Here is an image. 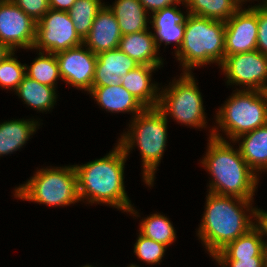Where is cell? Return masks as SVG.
Here are the masks:
<instances>
[{"label":"cell","mask_w":267,"mask_h":267,"mask_svg":"<svg viewBox=\"0 0 267 267\" xmlns=\"http://www.w3.org/2000/svg\"><path fill=\"white\" fill-rule=\"evenodd\" d=\"M127 156L117 143L100 159L83 165H74L77 173L78 195L87 204H106L139 217L124 186V165Z\"/></svg>","instance_id":"6da1fadb"},{"label":"cell","mask_w":267,"mask_h":267,"mask_svg":"<svg viewBox=\"0 0 267 267\" xmlns=\"http://www.w3.org/2000/svg\"><path fill=\"white\" fill-rule=\"evenodd\" d=\"M252 202L253 200L208 192L197 236L210 257L254 226L252 217L255 207Z\"/></svg>","instance_id":"7a4b0ae2"},{"label":"cell","mask_w":267,"mask_h":267,"mask_svg":"<svg viewBox=\"0 0 267 267\" xmlns=\"http://www.w3.org/2000/svg\"><path fill=\"white\" fill-rule=\"evenodd\" d=\"M208 139L207 152L200 162L212 176L208 192L253 200L259 174L248 166L239 148H233L226 138L221 140L212 136Z\"/></svg>","instance_id":"3957f363"},{"label":"cell","mask_w":267,"mask_h":267,"mask_svg":"<svg viewBox=\"0 0 267 267\" xmlns=\"http://www.w3.org/2000/svg\"><path fill=\"white\" fill-rule=\"evenodd\" d=\"M129 129L121 134L118 144L123 148L126 156L138 146L143 166V181L149 187L153 186L155 171L167 146V122L157 108H146L131 119Z\"/></svg>","instance_id":"277c9868"},{"label":"cell","mask_w":267,"mask_h":267,"mask_svg":"<svg viewBox=\"0 0 267 267\" xmlns=\"http://www.w3.org/2000/svg\"><path fill=\"white\" fill-rule=\"evenodd\" d=\"M182 72L225 60V22L189 14L181 48L174 53Z\"/></svg>","instance_id":"5b68a950"},{"label":"cell","mask_w":267,"mask_h":267,"mask_svg":"<svg viewBox=\"0 0 267 267\" xmlns=\"http://www.w3.org/2000/svg\"><path fill=\"white\" fill-rule=\"evenodd\" d=\"M236 89L216 111L215 123L218 126L209 130V137L224 140L219 128L233 142L239 136L267 124V91Z\"/></svg>","instance_id":"8992f818"},{"label":"cell","mask_w":267,"mask_h":267,"mask_svg":"<svg viewBox=\"0 0 267 267\" xmlns=\"http://www.w3.org/2000/svg\"><path fill=\"white\" fill-rule=\"evenodd\" d=\"M14 191L15 198L52 207L69 206L80 201L74 165L41 168Z\"/></svg>","instance_id":"52a82bcc"},{"label":"cell","mask_w":267,"mask_h":267,"mask_svg":"<svg viewBox=\"0 0 267 267\" xmlns=\"http://www.w3.org/2000/svg\"><path fill=\"white\" fill-rule=\"evenodd\" d=\"M192 73L183 72L179 79L174 78L165 89L161 87L157 109L181 125L200 129L207 126V121L202 93Z\"/></svg>","instance_id":"ba28073f"},{"label":"cell","mask_w":267,"mask_h":267,"mask_svg":"<svg viewBox=\"0 0 267 267\" xmlns=\"http://www.w3.org/2000/svg\"><path fill=\"white\" fill-rule=\"evenodd\" d=\"M83 44L68 12L49 9L36 22V39L33 50L56 54Z\"/></svg>","instance_id":"9c48e42d"},{"label":"cell","mask_w":267,"mask_h":267,"mask_svg":"<svg viewBox=\"0 0 267 267\" xmlns=\"http://www.w3.org/2000/svg\"><path fill=\"white\" fill-rule=\"evenodd\" d=\"M219 68L227 77L228 85H239L242 90L267 91V56L258 50L227 56Z\"/></svg>","instance_id":"30bf717a"},{"label":"cell","mask_w":267,"mask_h":267,"mask_svg":"<svg viewBox=\"0 0 267 267\" xmlns=\"http://www.w3.org/2000/svg\"><path fill=\"white\" fill-rule=\"evenodd\" d=\"M36 39V21L12 0L0 1V41L12 51L33 49Z\"/></svg>","instance_id":"8fae6325"},{"label":"cell","mask_w":267,"mask_h":267,"mask_svg":"<svg viewBox=\"0 0 267 267\" xmlns=\"http://www.w3.org/2000/svg\"><path fill=\"white\" fill-rule=\"evenodd\" d=\"M55 55L61 80L78 90L90 92L95 75L97 54L81 44L57 52Z\"/></svg>","instance_id":"7c38bea8"},{"label":"cell","mask_w":267,"mask_h":267,"mask_svg":"<svg viewBox=\"0 0 267 267\" xmlns=\"http://www.w3.org/2000/svg\"><path fill=\"white\" fill-rule=\"evenodd\" d=\"M257 5L242 6L225 22V58L257 50Z\"/></svg>","instance_id":"4fadbf2b"},{"label":"cell","mask_w":267,"mask_h":267,"mask_svg":"<svg viewBox=\"0 0 267 267\" xmlns=\"http://www.w3.org/2000/svg\"><path fill=\"white\" fill-rule=\"evenodd\" d=\"M182 3L185 5L184 0H181L174 6H169L151 13L150 23L152 29H154L153 37L155 39L158 51L160 45L163 42L166 45L175 43L178 52L183 42L185 33V23L189 16V12L186 15L177 7Z\"/></svg>","instance_id":"5bb4252c"},{"label":"cell","mask_w":267,"mask_h":267,"mask_svg":"<svg viewBox=\"0 0 267 267\" xmlns=\"http://www.w3.org/2000/svg\"><path fill=\"white\" fill-rule=\"evenodd\" d=\"M122 33L117 18L108 5L97 12L88 36L83 44L94 54L114 50L119 47Z\"/></svg>","instance_id":"9a60e30c"},{"label":"cell","mask_w":267,"mask_h":267,"mask_svg":"<svg viewBox=\"0 0 267 267\" xmlns=\"http://www.w3.org/2000/svg\"><path fill=\"white\" fill-rule=\"evenodd\" d=\"M137 66L135 60L118 48L98 53L92 87L119 85L122 77Z\"/></svg>","instance_id":"2e32d148"},{"label":"cell","mask_w":267,"mask_h":267,"mask_svg":"<svg viewBox=\"0 0 267 267\" xmlns=\"http://www.w3.org/2000/svg\"><path fill=\"white\" fill-rule=\"evenodd\" d=\"M161 66L139 65L122 77L121 85L146 108H157L160 86L152 81V72Z\"/></svg>","instance_id":"e0dca14e"},{"label":"cell","mask_w":267,"mask_h":267,"mask_svg":"<svg viewBox=\"0 0 267 267\" xmlns=\"http://www.w3.org/2000/svg\"><path fill=\"white\" fill-rule=\"evenodd\" d=\"M89 94L97 104L112 113H132L133 118L143 112L146 107L140 103L121 84L103 87H92Z\"/></svg>","instance_id":"ac0fdd59"},{"label":"cell","mask_w":267,"mask_h":267,"mask_svg":"<svg viewBox=\"0 0 267 267\" xmlns=\"http://www.w3.org/2000/svg\"><path fill=\"white\" fill-rule=\"evenodd\" d=\"M118 49L135 60L139 65L163 67L164 59L158 54L160 52L156 46L153 33L149 29L122 35Z\"/></svg>","instance_id":"d6986e66"},{"label":"cell","mask_w":267,"mask_h":267,"mask_svg":"<svg viewBox=\"0 0 267 267\" xmlns=\"http://www.w3.org/2000/svg\"><path fill=\"white\" fill-rule=\"evenodd\" d=\"M236 142L243 159L256 174L267 170V124L239 136L232 143Z\"/></svg>","instance_id":"ffe728a7"},{"label":"cell","mask_w":267,"mask_h":267,"mask_svg":"<svg viewBox=\"0 0 267 267\" xmlns=\"http://www.w3.org/2000/svg\"><path fill=\"white\" fill-rule=\"evenodd\" d=\"M112 4L108 7L117 18L122 35L150 29L147 27L150 23L147 17L149 13L142 6L140 0H115Z\"/></svg>","instance_id":"44dd1931"},{"label":"cell","mask_w":267,"mask_h":267,"mask_svg":"<svg viewBox=\"0 0 267 267\" xmlns=\"http://www.w3.org/2000/svg\"><path fill=\"white\" fill-rule=\"evenodd\" d=\"M35 119H13L0 123V156L11 154L22 148L40 123Z\"/></svg>","instance_id":"7402d4cb"},{"label":"cell","mask_w":267,"mask_h":267,"mask_svg":"<svg viewBox=\"0 0 267 267\" xmlns=\"http://www.w3.org/2000/svg\"><path fill=\"white\" fill-rule=\"evenodd\" d=\"M14 92L27 106L37 112L51 111L58 98L56 88L38 83L26 75Z\"/></svg>","instance_id":"603a6c76"},{"label":"cell","mask_w":267,"mask_h":267,"mask_svg":"<svg viewBox=\"0 0 267 267\" xmlns=\"http://www.w3.org/2000/svg\"><path fill=\"white\" fill-rule=\"evenodd\" d=\"M264 251L260 233L253 226L245 234L228 243L212 258L264 257Z\"/></svg>","instance_id":"cb8c5ba5"},{"label":"cell","mask_w":267,"mask_h":267,"mask_svg":"<svg viewBox=\"0 0 267 267\" xmlns=\"http://www.w3.org/2000/svg\"><path fill=\"white\" fill-rule=\"evenodd\" d=\"M186 12L226 22L242 5L241 0H184Z\"/></svg>","instance_id":"d4e9b609"},{"label":"cell","mask_w":267,"mask_h":267,"mask_svg":"<svg viewBox=\"0 0 267 267\" xmlns=\"http://www.w3.org/2000/svg\"><path fill=\"white\" fill-rule=\"evenodd\" d=\"M38 55L30 66L25 64L26 76L38 83L56 88L57 80L61 79L56 55L47 52H39Z\"/></svg>","instance_id":"484cf974"},{"label":"cell","mask_w":267,"mask_h":267,"mask_svg":"<svg viewBox=\"0 0 267 267\" xmlns=\"http://www.w3.org/2000/svg\"><path fill=\"white\" fill-rule=\"evenodd\" d=\"M139 232L152 240L162 243L167 247L175 242L176 231L167 216L161 213H153L142 219Z\"/></svg>","instance_id":"4316f807"},{"label":"cell","mask_w":267,"mask_h":267,"mask_svg":"<svg viewBox=\"0 0 267 267\" xmlns=\"http://www.w3.org/2000/svg\"><path fill=\"white\" fill-rule=\"evenodd\" d=\"M102 0H76L67 11L79 37L84 40L92 27L97 12L103 7Z\"/></svg>","instance_id":"83f0119b"},{"label":"cell","mask_w":267,"mask_h":267,"mask_svg":"<svg viewBox=\"0 0 267 267\" xmlns=\"http://www.w3.org/2000/svg\"><path fill=\"white\" fill-rule=\"evenodd\" d=\"M14 51L0 62V88L15 91L23 80L25 64L15 58Z\"/></svg>","instance_id":"f1b7e54d"},{"label":"cell","mask_w":267,"mask_h":267,"mask_svg":"<svg viewBox=\"0 0 267 267\" xmlns=\"http://www.w3.org/2000/svg\"><path fill=\"white\" fill-rule=\"evenodd\" d=\"M134 244V253L141 261L149 265L160 264L167 246L143 236L140 232Z\"/></svg>","instance_id":"f546056e"},{"label":"cell","mask_w":267,"mask_h":267,"mask_svg":"<svg viewBox=\"0 0 267 267\" xmlns=\"http://www.w3.org/2000/svg\"><path fill=\"white\" fill-rule=\"evenodd\" d=\"M33 20L38 22L50 9L49 0H12Z\"/></svg>","instance_id":"4dcf8cb0"},{"label":"cell","mask_w":267,"mask_h":267,"mask_svg":"<svg viewBox=\"0 0 267 267\" xmlns=\"http://www.w3.org/2000/svg\"><path fill=\"white\" fill-rule=\"evenodd\" d=\"M257 22V50L267 56V6L262 2L257 5Z\"/></svg>","instance_id":"1f68e13d"},{"label":"cell","mask_w":267,"mask_h":267,"mask_svg":"<svg viewBox=\"0 0 267 267\" xmlns=\"http://www.w3.org/2000/svg\"><path fill=\"white\" fill-rule=\"evenodd\" d=\"M213 259L220 267H264V257Z\"/></svg>","instance_id":"d6a6232c"},{"label":"cell","mask_w":267,"mask_h":267,"mask_svg":"<svg viewBox=\"0 0 267 267\" xmlns=\"http://www.w3.org/2000/svg\"><path fill=\"white\" fill-rule=\"evenodd\" d=\"M254 227L258 230L263 242L264 249L267 250V240L263 239V236H267V211L255 208L254 212Z\"/></svg>","instance_id":"836d02e7"},{"label":"cell","mask_w":267,"mask_h":267,"mask_svg":"<svg viewBox=\"0 0 267 267\" xmlns=\"http://www.w3.org/2000/svg\"><path fill=\"white\" fill-rule=\"evenodd\" d=\"M181 0H140L142 6L146 9L148 13H153L157 10L174 6L178 4ZM151 10V12H150Z\"/></svg>","instance_id":"e575fe53"},{"label":"cell","mask_w":267,"mask_h":267,"mask_svg":"<svg viewBox=\"0 0 267 267\" xmlns=\"http://www.w3.org/2000/svg\"><path fill=\"white\" fill-rule=\"evenodd\" d=\"M76 0H49V6L52 10L68 11Z\"/></svg>","instance_id":"d590c367"},{"label":"cell","mask_w":267,"mask_h":267,"mask_svg":"<svg viewBox=\"0 0 267 267\" xmlns=\"http://www.w3.org/2000/svg\"><path fill=\"white\" fill-rule=\"evenodd\" d=\"M13 51L3 42L0 41V62L9 56Z\"/></svg>","instance_id":"8d00e7d4"},{"label":"cell","mask_w":267,"mask_h":267,"mask_svg":"<svg viewBox=\"0 0 267 267\" xmlns=\"http://www.w3.org/2000/svg\"><path fill=\"white\" fill-rule=\"evenodd\" d=\"M264 267H267V250L264 251Z\"/></svg>","instance_id":"74e56055"},{"label":"cell","mask_w":267,"mask_h":267,"mask_svg":"<svg viewBox=\"0 0 267 267\" xmlns=\"http://www.w3.org/2000/svg\"><path fill=\"white\" fill-rule=\"evenodd\" d=\"M247 0H241V2L244 4V2H246ZM248 1H252V0H248ZM255 1V0H254ZM266 0H262V3H264Z\"/></svg>","instance_id":"f35d334b"},{"label":"cell","mask_w":267,"mask_h":267,"mask_svg":"<svg viewBox=\"0 0 267 267\" xmlns=\"http://www.w3.org/2000/svg\"><path fill=\"white\" fill-rule=\"evenodd\" d=\"M130 266H127V267H140L138 265H135V264H129Z\"/></svg>","instance_id":"ab89813d"},{"label":"cell","mask_w":267,"mask_h":267,"mask_svg":"<svg viewBox=\"0 0 267 267\" xmlns=\"http://www.w3.org/2000/svg\"><path fill=\"white\" fill-rule=\"evenodd\" d=\"M81 267H94V266L87 264V265H84V266H81Z\"/></svg>","instance_id":"60d3db41"}]
</instances>
